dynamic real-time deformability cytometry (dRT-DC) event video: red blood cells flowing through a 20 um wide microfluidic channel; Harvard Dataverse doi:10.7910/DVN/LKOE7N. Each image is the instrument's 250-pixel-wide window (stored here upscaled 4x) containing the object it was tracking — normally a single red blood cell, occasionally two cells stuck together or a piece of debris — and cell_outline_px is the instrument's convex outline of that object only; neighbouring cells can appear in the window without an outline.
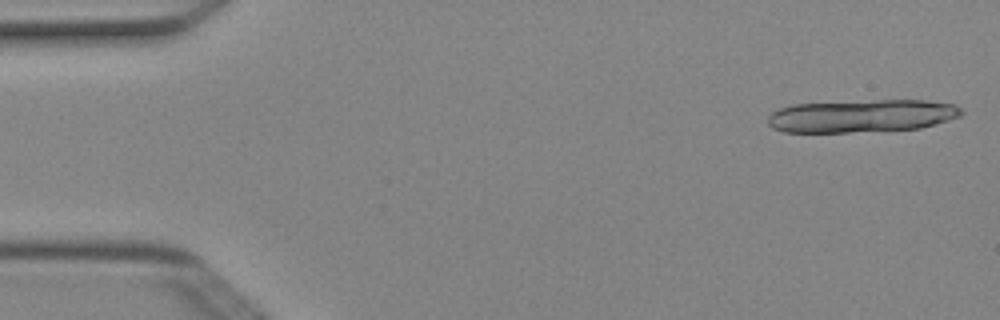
{"species": "Egyptian fruit bat (a non-hibernating species)", "species_latin": "Rousettus aegyptiacus", "temperature_condition": "cold", "stored_images_in_passage": 4, "camera_frame_rate_fps": 3000, "um_per_image_px": 0.085, "animal": {"sex": "female"}, "frame": {"image": 1, "passage_image": 1, "time_ms": 0.0, "image_size_px": [1000, 320], "cell_outline_px": [[964, 112], [960, 116], [948, 120], [920, 128], [848, 132], [784, 132], [772, 128], [768, 124], [768, 116], [772, 112], [780, 108], [792, 104], [876, 100], [924, 100], [956, 104]], "centroid_in_image_um": [73.24, 9.84], "position_along_channel_um": 11.8, "area_um2": 36.93}}